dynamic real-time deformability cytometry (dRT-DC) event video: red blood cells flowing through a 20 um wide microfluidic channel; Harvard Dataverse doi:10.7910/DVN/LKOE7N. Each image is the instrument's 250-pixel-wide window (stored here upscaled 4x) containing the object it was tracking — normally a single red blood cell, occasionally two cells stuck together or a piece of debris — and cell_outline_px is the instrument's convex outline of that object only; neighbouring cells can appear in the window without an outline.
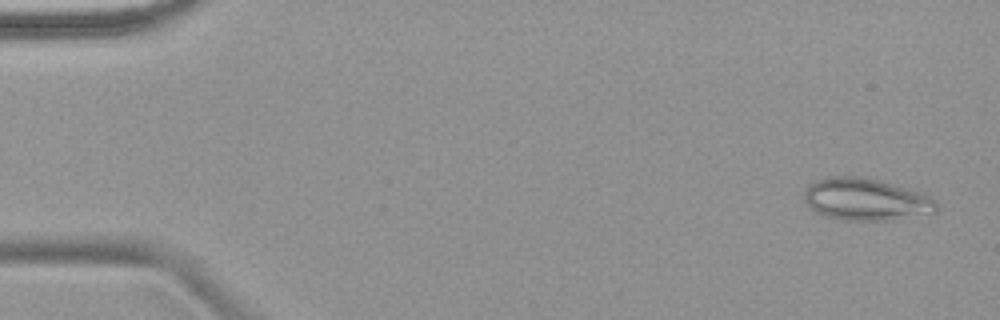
{"species": "common noctule bat (a hibernating species)", "species_latin": "Nyctalus noctula", "temperature_condition": "warm", "stored_images_in_passage": 7, "camera_frame_rate_fps": 3000, "um_per_image_px": 0.085, "animal": {"sex": "female", "body_mass_g": 18.4}, "frame": {"image": 1, "passage_image": 1, "time_ms": 0.0, "image_size_px": [1000, 320], "cell_outline_px": [[936, 212], [884, 220], [848, 220], [828, 216], [816, 212], [804, 200], [804, 192], [808, 184], [812, 180], [832, 176], [860, 176], [880, 180], [924, 192], [936, 200]], "centroid_in_image_um": [73.59, 16.91], "position_along_channel_um": 11.4, "area_um2": 32.43}}
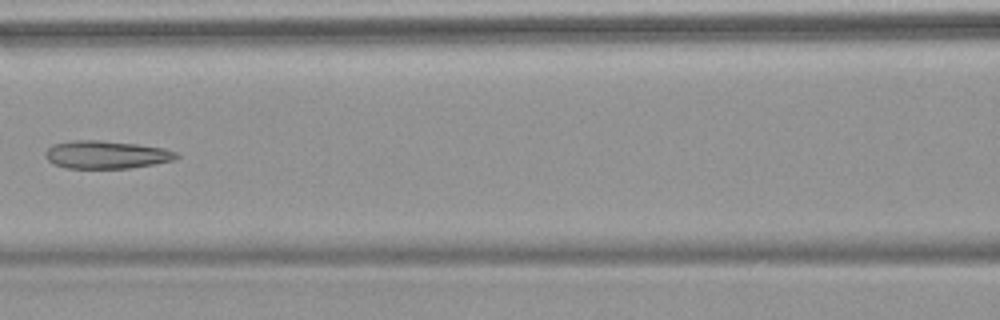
{"frame": {"image": 2, "passage_image": 7, "time_ms": 7.333, "image_size_px": [1000, 320], "cell_outline_px": [[180, 156], [172, 160], [152, 164], [128, 168], [68, 168], [52, 164], [44, 156], [44, 152], [52, 144], [72, 140], [100, 140], [136, 144], [164, 148], [176, 152]], "centroid_in_image_um": [8.98, 13.14], "position_along_channel_um": 157.6, "area_um2": 21.27}}